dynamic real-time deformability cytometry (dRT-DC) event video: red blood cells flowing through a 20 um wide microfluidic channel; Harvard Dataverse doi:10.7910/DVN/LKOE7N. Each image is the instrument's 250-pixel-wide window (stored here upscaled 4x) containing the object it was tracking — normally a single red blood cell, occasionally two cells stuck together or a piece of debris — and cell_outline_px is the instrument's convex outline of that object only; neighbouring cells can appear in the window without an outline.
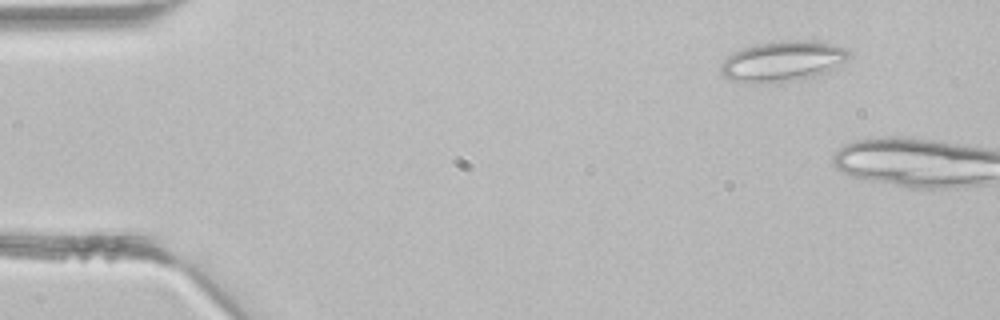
{"species": "common noctule bat (a hibernating species)", "species_latin": "Nyctalus noctula", "temperature_condition": "room temperature", "stored_images_in_passage": 3, "camera_frame_rate_fps": 3000, "um_per_image_px": 0.085, "animal": {"sex": "male", "body_mass_g": 21.5, "forearm_length_mm": 52.0}, "frame": {"image": 1, "passage_image": 1, "time_ms": 0.0, "image_size_px": [1000, 320], "cell_outline_px": [[848, 56], [844, 60], [832, 68], [824, 72], [812, 76], [756, 84], [748, 84], [732, 80], [724, 76], [720, 72], [720, 68], [724, 60], [732, 52], [756, 44], [780, 40], [816, 40], [848, 48]], "centroid_in_image_um": [66.46, 5.18], "position_along_channel_um": 18.5, "area_um2": 29.77}}